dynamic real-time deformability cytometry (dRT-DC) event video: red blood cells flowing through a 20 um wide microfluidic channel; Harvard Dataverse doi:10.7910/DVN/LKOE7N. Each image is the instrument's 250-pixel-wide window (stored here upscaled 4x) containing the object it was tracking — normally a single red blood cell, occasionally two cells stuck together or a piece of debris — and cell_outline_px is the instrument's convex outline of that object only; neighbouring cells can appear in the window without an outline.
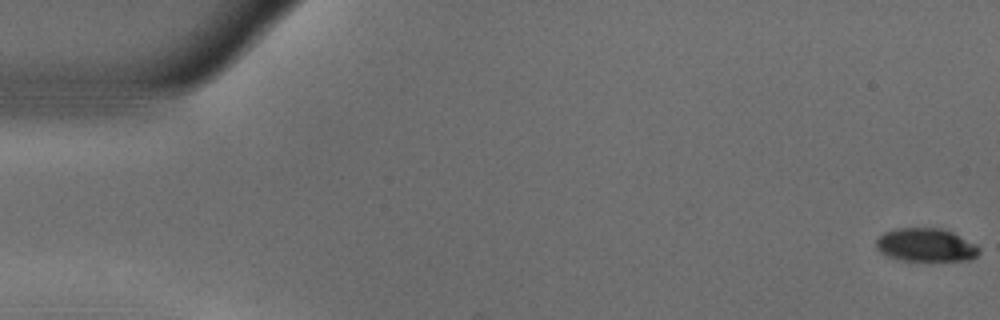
{"species": "common noctule bat (a hibernating species)", "species_latin": "Nyctalus noctula", "temperature_condition": "warm", "stored_images_in_passage": 55, "camera_frame_rate_fps": 3000, "um_per_image_px": 0.085, "animal": {"sex": "male", "body_mass_g": 18.8}, "frame": {"image": 1, "passage_image": 1, "time_ms": 0.0, "image_size_px": [1000, 320], "cell_outline_px": [[980, 252], [972, 260], [904, 260], [888, 256], [880, 252], [876, 248], [876, 240], [884, 232], [896, 228], [940, 228], [952, 232], [976, 244], [980, 248]], "centroid_in_image_um": [78.71, 20.82], "position_along_channel_um": 6.3, "area_um2": 19.88}}
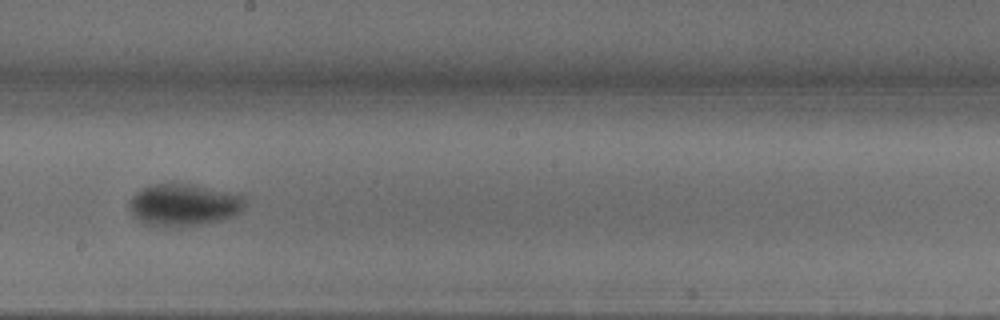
{"frame": {"image": 2, "passage_image": 31, "time_ms": 10.0, "image_size_px": [1000, 320], "cell_outline_px": [[244, 204], [240, 212], [232, 216], [220, 220], [200, 224], [152, 224], [140, 220], [132, 212], [128, 204], [132, 196], [136, 192], [152, 184], [192, 184], [232, 192], [244, 196]], "centroid_in_image_um": [15.66, 17.36], "position_along_channel_um": 232.5, "area_um2": 27.34}}
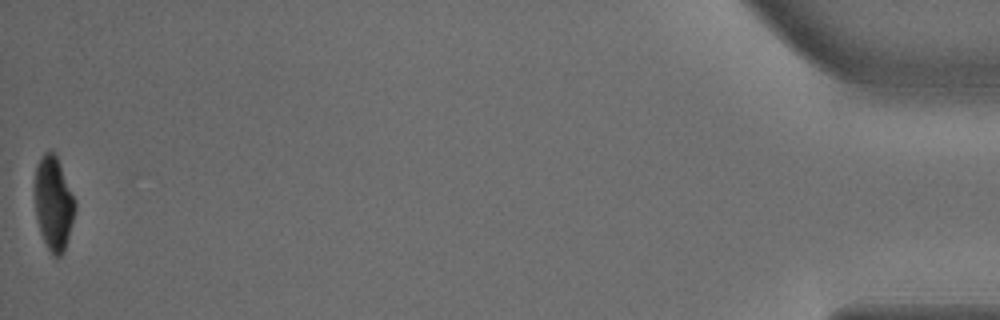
{"frame": {"image": 3, "passage_image": 55, "time_ms": 18.0, "image_size_px": [1000, 320], "cell_outline_px": [[76, 208], [64, 252], [56, 260], [52, 256], [40, 232], [36, 220], [36, 168], [44, 152], [52, 148], [60, 164], [76, 200]], "centroid_in_image_um": [4.57, 17.31], "position_along_channel_um": 430.6, "area_um2": 21.91}, "authors_computed_cell_mechanics": {"area_um2": 25.3742, "velocity_mm_per_s": 3.6954, "shape_relaxation_time_tau1_ms": 5.1537, "shape_relaxation_time_tau2_ms": null, "deformation_change_tau1": 0.1888, "deformation_change_tau2": null}}